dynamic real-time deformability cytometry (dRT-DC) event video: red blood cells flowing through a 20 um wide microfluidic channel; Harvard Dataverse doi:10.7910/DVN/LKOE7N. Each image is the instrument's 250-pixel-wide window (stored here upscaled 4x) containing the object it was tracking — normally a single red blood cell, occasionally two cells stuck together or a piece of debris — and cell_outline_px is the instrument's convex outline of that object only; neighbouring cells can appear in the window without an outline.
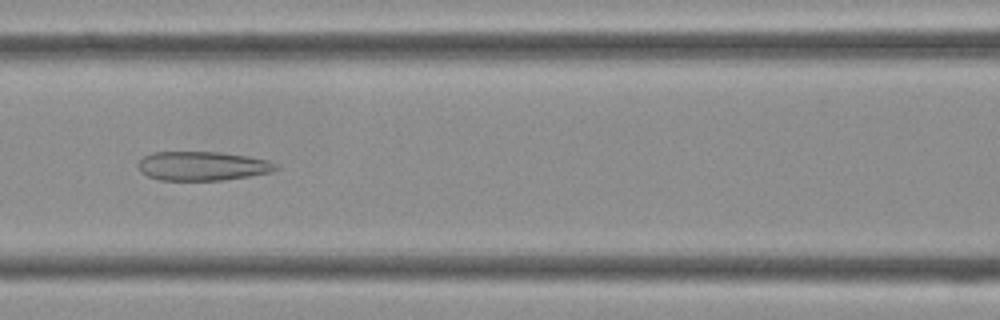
{"species": "Egyptian fruit bat (a non-hibernating species)", "species_latin": "Rousettus aegyptiacus", "temperature_condition": "cold", "stored_images_in_passage": 33, "camera_frame_rate_fps": 3000, "um_per_image_px": 0.085, "frame": {"image": 1, "passage_image": 9, "time_ms": 2.667, "image_size_px": [1000, 320], "cell_outline_px": [[280, 168], [268, 172], [248, 176], [224, 180], [160, 180], [148, 176], [140, 172], [136, 164], [144, 156], [152, 152], [220, 152], [248, 156], [268, 160], [276, 164]], "centroid_in_image_um": [17.17, 14.1], "position_along_channel_um": 149.4, "area_um2": 23.35}}
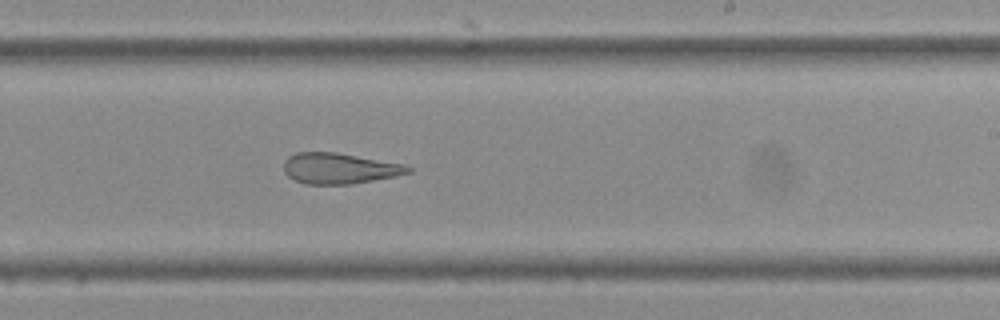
{"frame": {"image": 2, "passage_image": 16, "time_ms": 5.0, "image_size_px": [1000, 320], "cell_outline_px": [[412, 172], [396, 176], [352, 184], [304, 184], [288, 176], [284, 172], [284, 160], [288, 156], [296, 152], [336, 152], [404, 164], [412, 168]], "centroid_in_image_um": [28.84, 14.31], "position_along_channel_um": 260.2, "area_um2": 22.37}}
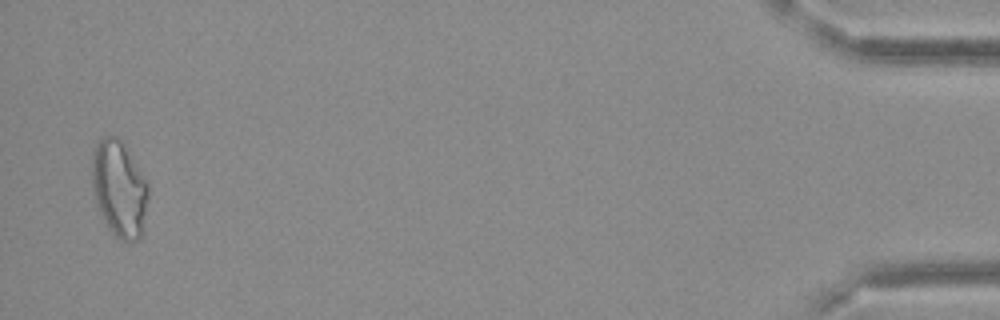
{"frame": {"image": 3, "passage_image": 32, "time_ms": 10.333, "image_size_px": [1000, 320], "cell_outline_px": [[148, 196], [140, 236], [136, 240], [124, 244], [112, 236], [96, 204], [92, 188], [92, 148], [104, 136], [116, 136], [120, 140], [132, 156], [148, 180]], "centroid_in_image_um": [10.12, 16.06], "position_along_channel_um": 425.1, "area_um2": 31.91}}